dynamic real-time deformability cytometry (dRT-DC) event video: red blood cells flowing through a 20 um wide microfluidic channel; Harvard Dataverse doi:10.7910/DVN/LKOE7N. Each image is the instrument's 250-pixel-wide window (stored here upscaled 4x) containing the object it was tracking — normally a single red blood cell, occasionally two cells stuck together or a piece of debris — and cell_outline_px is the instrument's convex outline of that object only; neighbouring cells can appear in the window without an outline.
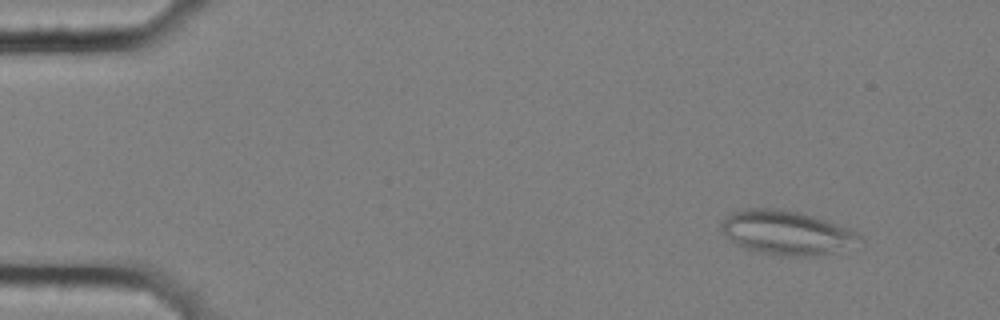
{"species": "common noctule bat (a hibernating species)", "species_latin": "Nyctalus noctula", "temperature_condition": "cold", "stored_images_in_passage": 6, "camera_frame_rate_fps": 3000, "um_per_image_px": 0.085, "animal": {"sex": "female", "body_mass_g": 25.1}, "frame": {"image": 1, "passage_image": 1, "time_ms": 0.0, "image_size_px": [1000, 320], "cell_outline_px": [[864, 240], [816, 256], [780, 256], [760, 252], [744, 248], [736, 244], [720, 232], [720, 224], [732, 212], [744, 208], [776, 208], [800, 212], [816, 216], [860, 232]], "centroid_in_image_um": [66.82, 19.75], "position_along_channel_um": 18.2, "area_um2": 35.55}}